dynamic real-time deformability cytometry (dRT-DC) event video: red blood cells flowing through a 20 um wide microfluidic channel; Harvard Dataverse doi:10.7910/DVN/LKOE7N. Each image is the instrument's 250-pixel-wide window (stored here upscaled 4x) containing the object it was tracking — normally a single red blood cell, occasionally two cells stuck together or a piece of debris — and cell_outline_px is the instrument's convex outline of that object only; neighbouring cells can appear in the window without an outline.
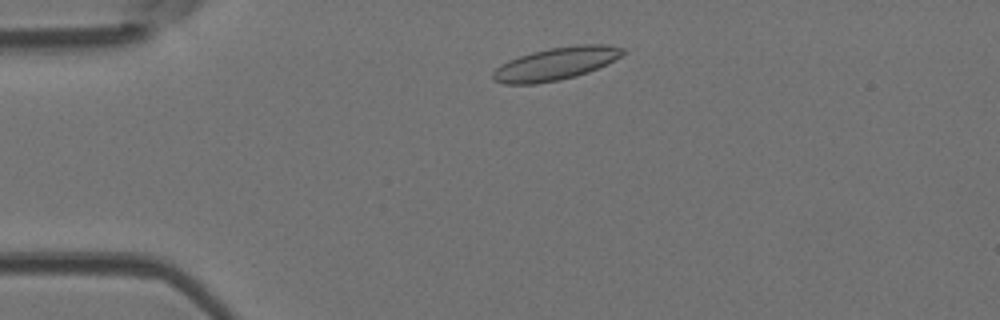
{"species": "Egyptian fruit bat (a non-hibernating species)", "species_latin": "Rousettus aegyptiacus", "temperature_condition": "room temperature", "stored_images_in_passage": 44, "camera_frame_rate_fps": 3000, "um_per_image_px": 0.085, "animal": {"sex": "female"}, "frame": {"image": 1, "passage_image": 5, "time_ms": 1.333, "image_size_px": [1000, 320], "cell_outline_px": [[628, 52], [608, 64], [588, 72], [576, 76], [560, 80], [536, 84], [504, 84], [492, 80], [492, 72], [500, 64], [508, 60], [532, 52], [548, 48], [576, 44], [604, 44], [624, 48]], "centroid_in_image_um": [47.26, 5.41], "position_along_channel_um": 37.7, "area_um2": 25.09}}
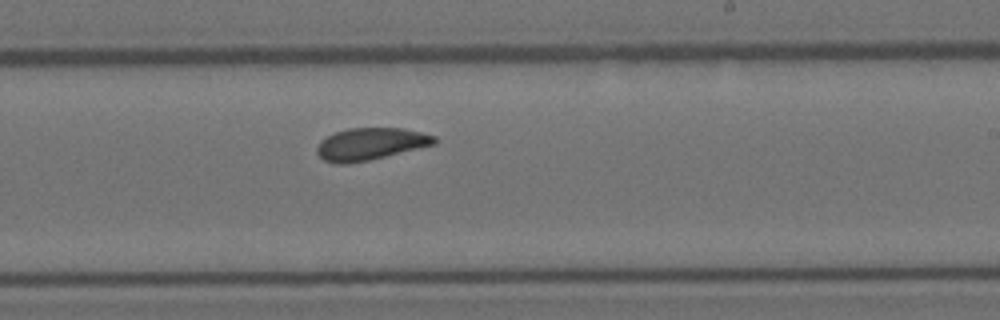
{"frame": {"image": 2, "passage_image": 24, "time_ms": 7.667, "image_size_px": [1000, 320], "cell_outline_px": [[436, 144], [368, 160], [348, 164], [336, 164], [324, 160], [316, 152], [316, 148], [320, 140], [336, 132], [348, 128], [404, 128], [436, 136]], "centroid_in_image_um": [31.47, 12.23], "position_along_channel_um": 257.5, "area_um2": 21.91}}
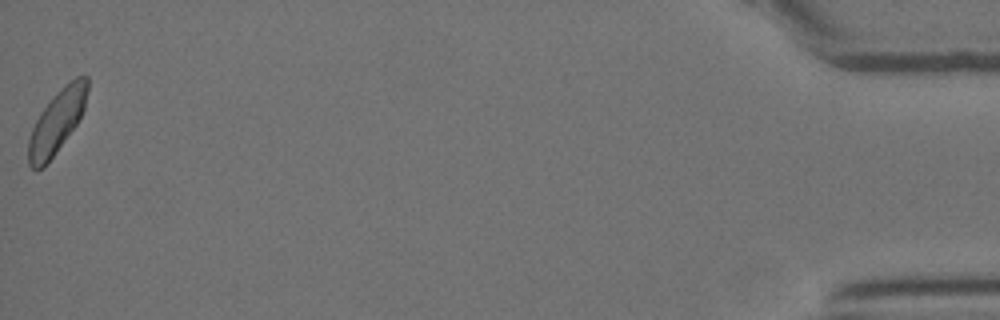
{"frame": {"image": 3, "passage_image": 44, "time_ms": 14.333, "image_size_px": [1000, 320], "cell_outline_px": [[88, 88], [84, 108], [76, 124], [56, 152], [44, 168], [36, 172], [28, 164], [28, 140], [32, 128], [40, 112], [52, 96], [64, 84], [76, 76], [84, 72], [88, 76]], "centroid_in_image_um": [4.83, 10.31], "position_along_channel_um": 430.4, "area_um2": 21.91}, "authors_computed_cell_mechanics": {"area_um2": 22.0507, "velocity_mm_per_s": 4.0375, "shape_relaxation_time_tau1_ms": 7.8218, "shape_relaxation_time_tau2_ms": 2.2301, "deformation_change_tau1": 0.1518, "deformation_change_tau2": 0.0633}}